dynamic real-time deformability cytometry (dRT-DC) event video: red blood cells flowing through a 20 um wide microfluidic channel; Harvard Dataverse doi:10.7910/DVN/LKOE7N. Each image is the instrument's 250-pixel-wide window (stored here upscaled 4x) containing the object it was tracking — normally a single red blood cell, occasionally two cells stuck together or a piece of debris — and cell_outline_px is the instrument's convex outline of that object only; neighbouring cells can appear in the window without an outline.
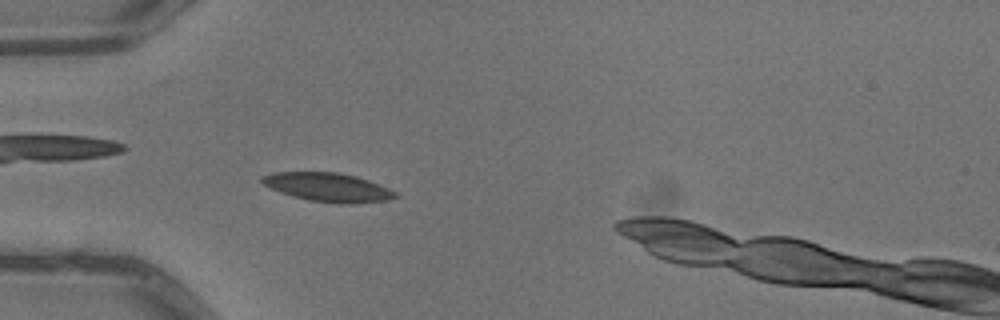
{"species": "common noctule bat (a hibernating species)", "species_latin": "Nyctalus noctula", "temperature_condition": "warm", "stored_images_in_passage": 4, "camera_frame_rate_fps": 3000, "um_per_image_px": 0.085, "animal": {"sex": "male", "body_mass_g": 13.3}, "frame": {"image": 1, "passage_image": 4, "time_ms": 1.0, "image_size_px": [1000, 320], "cell_outline_px": [[400, 196], [388, 200], [356, 204], [340, 204], [308, 200], [280, 192], [264, 184], [260, 180], [260, 176], [272, 172], [336, 172], [356, 176], [380, 184], [396, 192]], "centroid_in_image_um": [27.91, 15.92], "position_along_channel_um": 57.1, "area_um2": 22.48}}